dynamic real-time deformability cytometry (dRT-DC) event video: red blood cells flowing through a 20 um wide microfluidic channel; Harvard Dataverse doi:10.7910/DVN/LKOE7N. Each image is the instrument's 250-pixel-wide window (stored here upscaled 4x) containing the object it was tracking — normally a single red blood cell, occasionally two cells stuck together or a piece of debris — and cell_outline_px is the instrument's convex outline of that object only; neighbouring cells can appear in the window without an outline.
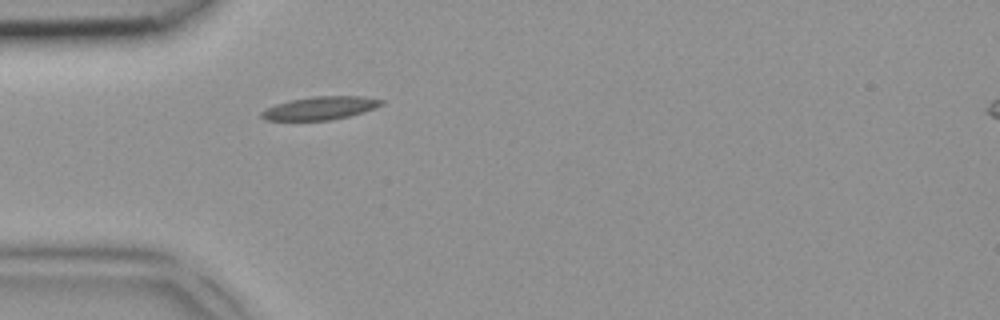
{"species": "common noctule bat (a hibernating species)", "species_latin": "Nyctalus noctula", "temperature_condition": "room temperature", "stored_images_in_passage": 5, "segment_of_instrument_passage": [1, 2], "camera_frame_rate_fps": 3000, "um_per_image_px": 0.085, "animal": {"sex": "female", "body_mass_g": 18.4}, "frame": {"image": 1, "passage_image": 4, "time_ms": 1.0, "image_size_px": [1000, 320], "cell_outline_px": [[384, 104], [376, 108], [348, 116], [328, 120], [264, 120], [260, 116], [260, 112], [276, 104], [292, 100], [312, 96], [360, 96], [384, 100]], "centroid_in_image_um": [27.23, 9.18], "position_along_channel_um": 57.8, "area_um2": 16.01}}